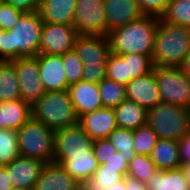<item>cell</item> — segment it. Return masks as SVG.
I'll return each instance as SVG.
<instances>
[{
    "label": "cell",
    "mask_w": 190,
    "mask_h": 190,
    "mask_svg": "<svg viewBox=\"0 0 190 190\" xmlns=\"http://www.w3.org/2000/svg\"><path fill=\"white\" fill-rule=\"evenodd\" d=\"M43 25L38 11L24 12L11 30H2L1 61L39 55Z\"/></svg>",
    "instance_id": "cell-1"
},
{
    "label": "cell",
    "mask_w": 190,
    "mask_h": 190,
    "mask_svg": "<svg viewBox=\"0 0 190 190\" xmlns=\"http://www.w3.org/2000/svg\"><path fill=\"white\" fill-rule=\"evenodd\" d=\"M159 17L143 15L108 34L111 52L118 55L142 54L152 57Z\"/></svg>",
    "instance_id": "cell-2"
},
{
    "label": "cell",
    "mask_w": 190,
    "mask_h": 190,
    "mask_svg": "<svg viewBox=\"0 0 190 190\" xmlns=\"http://www.w3.org/2000/svg\"><path fill=\"white\" fill-rule=\"evenodd\" d=\"M190 51V27L159 18L152 62L155 67H179Z\"/></svg>",
    "instance_id": "cell-3"
},
{
    "label": "cell",
    "mask_w": 190,
    "mask_h": 190,
    "mask_svg": "<svg viewBox=\"0 0 190 190\" xmlns=\"http://www.w3.org/2000/svg\"><path fill=\"white\" fill-rule=\"evenodd\" d=\"M31 111L33 119L44 123L54 131L79 123L68 89L45 92L31 106Z\"/></svg>",
    "instance_id": "cell-4"
},
{
    "label": "cell",
    "mask_w": 190,
    "mask_h": 190,
    "mask_svg": "<svg viewBox=\"0 0 190 190\" xmlns=\"http://www.w3.org/2000/svg\"><path fill=\"white\" fill-rule=\"evenodd\" d=\"M147 125L159 139L179 141L190 132V109L160 102L147 110Z\"/></svg>",
    "instance_id": "cell-5"
},
{
    "label": "cell",
    "mask_w": 190,
    "mask_h": 190,
    "mask_svg": "<svg viewBox=\"0 0 190 190\" xmlns=\"http://www.w3.org/2000/svg\"><path fill=\"white\" fill-rule=\"evenodd\" d=\"M55 131L32 117L17 130V142L21 156L51 163L54 159Z\"/></svg>",
    "instance_id": "cell-6"
},
{
    "label": "cell",
    "mask_w": 190,
    "mask_h": 190,
    "mask_svg": "<svg viewBox=\"0 0 190 190\" xmlns=\"http://www.w3.org/2000/svg\"><path fill=\"white\" fill-rule=\"evenodd\" d=\"M154 75L161 102L190 109V78L180 67H155Z\"/></svg>",
    "instance_id": "cell-7"
},
{
    "label": "cell",
    "mask_w": 190,
    "mask_h": 190,
    "mask_svg": "<svg viewBox=\"0 0 190 190\" xmlns=\"http://www.w3.org/2000/svg\"><path fill=\"white\" fill-rule=\"evenodd\" d=\"M73 27L79 35L108 36L104 0H77Z\"/></svg>",
    "instance_id": "cell-8"
},
{
    "label": "cell",
    "mask_w": 190,
    "mask_h": 190,
    "mask_svg": "<svg viewBox=\"0 0 190 190\" xmlns=\"http://www.w3.org/2000/svg\"><path fill=\"white\" fill-rule=\"evenodd\" d=\"M12 61L20 84V99L32 106L46 92L39 75L38 55Z\"/></svg>",
    "instance_id": "cell-9"
},
{
    "label": "cell",
    "mask_w": 190,
    "mask_h": 190,
    "mask_svg": "<svg viewBox=\"0 0 190 190\" xmlns=\"http://www.w3.org/2000/svg\"><path fill=\"white\" fill-rule=\"evenodd\" d=\"M78 35L73 26L44 23L41 33L40 54L63 55L72 51Z\"/></svg>",
    "instance_id": "cell-10"
},
{
    "label": "cell",
    "mask_w": 190,
    "mask_h": 190,
    "mask_svg": "<svg viewBox=\"0 0 190 190\" xmlns=\"http://www.w3.org/2000/svg\"><path fill=\"white\" fill-rule=\"evenodd\" d=\"M90 136L78 123L75 126L55 131L54 136V159L56 162L62 155L90 154L93 149Z\"/></svg>",
    "instance_id": "cell-11"
},
{
    "label": "cell",
    "mask_w": 190,
    "mask_h": 190,
    "mask_svg": "<svg viewBox=\"0 0 190 190\" xmlns=\"http://www.w3.org/2000/svg\"><path fill=\"white\" fill-rule=\"evenodd\" d=\"M46 163L39 159L19 156L6 165L12 187L33 190Z\"/></svg>",
    "instance_id": "cell-12"
},
{
    "label": "cell",
    "mask_w": 190,
    "mask_h": 190,
    "mask_svg": "<svg viewBox=\"0 0 190 190\" xmlns=\"http://www.w3.org/2000/svg\"><path fill=\"white\" fill-rule=\"evenodd\" d=\"M74 52L86 64H106L111 52L110 41L105 35H78Z\"/></svg>",
    "instance_id": "cell-13"
},
{
    "label": "cell",
    "mask_w": 190,
    "mask_h": 190,
    "mask_svg": "<svg viewBox=\"0 0 190 190\" xmlns=\"http://www.w3.org/2000/svg\"><path fill=\"white\" fill-rule=\"evenodd\" d=\"M126 99L147 110L161 102L154 69L146 75L132 79L126 85Z\"/></svg>",
    "instance_id": "cell-14"
},
{
    "label": "cell",
    "mask_w": 190,
    "mask_h": 190,
    "mask_svg": "<svg viewBox=\"0 0 190 190\" xmlns=\"http://www.w3.org/2000/svg\"><path fill=\"white\" fill-rule=\"evenodd\" d=\"M39 75L46 92L68 89L61 55H38Z\"/></svg>",
    "instance_id": "cell-15"
},
{
    "label": "cell",
    "mask_w": 190,
    "mask_h": 190,
    "mask_svg": "<svg viewBox=\"0 0 190 190\" xmlns=\"http://www.w3.org/2000/svg\"><path fill=\"white\" fill-rule=\"evenodd\" d=\"M79 124L92 140L107 138L117 128L113 108L106 107L83 114Z\"/></svg>",
    "instance_id": "cell-16"
},
{
    "label": "cell",
    "mask_w": 190,
    "mask_h": 190,
    "mask_svg": "<svg viewBox=\"0 0 190 190\" xmlns=\"http://www.w3.org/2000/svg\"><path fill=\"white\" fill-rule=\"evenodd\" d=\"M104 4L108 33L144 15L137 0H104Z\"/></svg>",
    "instance_id": "cell-17"
},
{
    "label": "cell",
    "mask_w": 190,
    "mask_h": 190,
    "mask_svg": "<svg viewBox=\"0 0 190 190\" xmlns=\"http://www.w3.org/2000/svg\"><path fill=\"white\" fill-rule=\"evenodd\" d=\"M68 92L78 117L103 108L97 83L81 80L68 86Z\"/></svg>",
    "instance_id": "cell-18"
},
{
    "label": "cell",
    "mask_w": 190,
    "mask_h": 190,
    "mask_svg": "<svg viewBox=\"0 0 190 190\" xmlns=\"http://www.w3.org/2000/svg\"><path fill=\"white\" fill-rule=\"evenodd\" d=\"M77 183L61 164L51 162L43 167L33 190H72Z\"/></svg>",
    "instance_id": "cell-19"
},
{
    "label": "cell",
    "mask_w": 190,
    "mask_h": 190,
    "mask_svg": "<svg viewBox=\"0 0 190 190\" xmlns=\"http://www.w3.org/2000/svg\"><path fill=\"white\" fill-rule=\"evenodd\" d=\"M77 0H40L39 14L44 23L74 25Z\"/></svg>",
    "instance_id": "cell-20"
},
{
    "label": "cell",
    "mask_w": 190,
    "mask_h": 190,
    "mask_svg": "<svg viewBox=\"0 0 190 190\" xmlns=\"http://www.w3.org/2000/svg\"><path fill=\"white\" fill-rule=\"evenodd\" d=\"M56 163L61 164L80 183L92 177L98 168L93 152L90 154L62 155Z\"/></svg>",
    "instance_id": "cell-21"
},
{
    "label": "cell",
    "mask_w": 190,
    "mask_h": 190,
    "mask_svg": "<svg viewBox=\"0 0 190 190\" xmlns=\"http://www.w3.org/2000/svg\"><path fill=\"white\" fill-rule=\"evenodd\" d=\"M118 128L136 130L147 124V109L125 99L113 108Z\"/></svg>",
    "instance_id": "cell-22"
},
{
    "label": "cell",
    "mask_w": 190,
    "mask_h": 190,
    "mask_svg": "<svg viewBox=\"0 0 190 190\" xmlns=\"http://www.w3.org/2000/svg\"><path fill=\"white\" fill-rule=\"evenodd\" d=\"M150 158L157 170L176 169L182 165L179 144L176 140L159 139L150 154Z\"/></svg>",
    "instance_id": "cell-23"
},
{
    "label": "cell",
    "mask_w": 190,
    "mask_h": 190,
    "mask_svg": "<svg viewBox=\"0 0 190 190\" xmlns=\"http://www.w3.org/2000/svg\"><path fill=\"white\" fill-rule=\"evenodd\" d=\"M146 185L148 190H190L181 167L155 171Z\"/></svg>",
    "instance_id": "cell-24"
},
{
    "label": "cell",
    "mask_w": 190,
    "mask_h": 190,
    "mask_svg": "<svg viewBox=\"0 0 190 190\" xmlns=\"http://www.w3.org/2000/svg\"><path fill=\"white\" fill-rule=\"evenodd\" d=\"M2 129L19 130L31 117V105L23 100L2 101Z\"/></svg>",
    "instance_id": "cell-25"
},
{
    "label": "cell",
    "mask_w": 190,
    "mask_h": 190,
    "mask_svg": "<svg viewBox=\"0 0 190 190\" xmlns=\"http://www.w3.org/2000/svg\"><path fill=\"white\" fill-rule=\"evenodd\" d=\"M20 99V84L12 60L0 61V101Z\"/></svg>",
    "instance_id": "cell-26"
},
{
    "label": "cell",
    "mask_w": 190,
    "mask_h": 190,
    "mask_svg": "<svg viewBox=\"0 0 190 190\" xmlns=\"http://www.w3.org/2000/svg\"><path fill=\"white\" fill-rule=\"evenodd\" d=\"M123 178L119 173V169L107 168L105 164H101L98 165L93 176L84 180L82 183L86 190H106Z\"/></svg>",
    "instance_id": "cell-27"
},
{
    "label": "cell",
    "mask_w": 190,
    "mask_h": 190,
    "mask_svg": "<svg viewBox=\"0 0 190 190\" xmlns=\"http://www.w3.org/2000/svg\"><path fill=\"white\" fill-rule=\"evenodd\" d=\"M103 107L114 108L126 99V86L104 78L98 83Z\"/></svg>",
    "instance_id": "cell-28"
},
{
    "label": "cell",
    "mask_w": 190,
    "mask_h": 190,
    "mask_svg": "<svg viewBox=\"0 0 190 190\" xmlns=\"http://www.w3.org/2000/svg\"><path fill=\"white\" fill-rule=\"evenodd\" d=\"M160 18L173 25L190 27V0H170Z\"/></svg>",
    "instance_id": "cell-29"
},
{
    "label": "cell",
    "mask_w": 190,
    "mask_h": 190,
    "mask_svg": "<svg viewBox=\"0 0 190 190\" xmlns=\"http://www.w3.org/2000/svg\"><path fill=\"white\" fill-rule=\"evenodd\" d=\"M121 56L124 63H126L127 84L132 79L146 75L154 69L151 56L136 53Z\"/></svg>",
    "instance_id": "cell-30"
},
{
    "label": "cell",
    "mask_w": 190,
    "mask_h": 190,
    "mask_svg": "<svg viewBox=\"0 0 190 190\" xmlns=\"http://www.w3.org/2000/svg\"><path fill=\"white\" fill-rule=\"evenodd\" d=\"M19 156L17 131L14 129H0V165L6 166Z\"/></svg>",
    "instance_id": "cell-31"
},
{
    "label": "cell",
    "mask_w": 190,
    "mask_h": 190,
    "mask_svg": "<svg viewBox=\"0 0 190 190\" xmlns=\"http://www.w3.org/2000/svg\"><path fill=\"white\" fill-rule=\"evenodd\" d=\"M107 139L116 148V151L122 153L126 160L130 162L136 155L134 143V130L116 128Z\"/></svg>",
    "instance_id": "cell-32"
},
{
    "label": "cell",
    "mask_w": 190,
    "mask_h": 190,
    "mask_svg": "<svg viewBox=\"0 0 190 190\" xmlns=\"http://www.w3.org/2000/svg\"><path fill=\"white\" fill-rule=\"evenodd\" d=\"M157 171V168L150 156L136 154L135 157L128 162V172L126 176L138 179L146 183L147 179Z\"/></svg>",
    "instance_id": "cell-33"
},
{
    "label": "cell",
    "mask_w": 190,
    "mask_h": 190,
    "mask_svg": "<svg viewBox=\"0 0 190 190\" xmlns=\"http://www.w3.org/2000/svg\"><path fill=\"white\" fill-rule=\"evenodd\" d=\"M159 137L147 124L134 130L133 148L136 154L150 156Z\"/></svg>",
    "instance_id": "cell-34"
},
{
    "label": "cell",
    "mask_w": 190,
    "mask_h": 190,
    "mask_svg": "<svg viewBox=\"0 0 190 190\" xmlns=\"http://www.w3.org/2000/svg\"><path fill=\"white\" fill-rule=\"evenodd\" d=\"M67 84L70 86L82 80L83 63L74 50L61 55Z\"/></svg>",
    "instance_id": "cell-35"
},
{
    "label": "cell",
    "mask_w": 190,
    "mask_h": 190,
    "mask_svg": "<svg viewBox=\"0 0 190 190\" xmlns=\"http://www.w3.org/2000/svg\"><path fill=\"white\" fill-rule=\"evenodd\" d=\"M106 77L116 83L127 85V69L121 55L110 52L106 61Z\"/></svg>",
    "instance_id": "cell-36"
},
{
    "label": "cell",
    "mask_w": 190,
    "mask_h": 190,
    "mask_svg": "<svg viewBox=\"0 0 190 190\" xmlns=\"http://www.w3.org/2000/svg\"><path fill=\"white\" fill-rule=\"evenodd\" d=\"M23 13L22 10L14 8L4 0L0 1V29L11 30Z\"/></svg>",
    "instance_id": "cell-37"
},
{
    "label": "cell",
    "mask_w": 190,
    "mask_h": 190,
    "mask_svg": "<svg viewBox=\"0 0 190 190\" xmlns=\"http://www.w3.org/2000/svg\"><path fill=\"white\" fill-rule=\"evenodd\" d=\"M98 165L104 164L117 151L107 138L96 139L92 149Z\"/></svg>",
    "instance_id": "cell-38"
},
{
    "label": "cell",
    "mask_w": 190,
    "mask_h": 190,
    "mask_svg": "<svg viewBox=\"0 0 190 190\" xmlns=\"http://www.w3.org/2000/svg\"><path fill=\"white\" fill-rule=\"evenodd\" d=\"M144 15L161 17L170 0H137Z\"/></svg>",
    "instance_id": "cell-39"
},
{
    "label": "cell",
    "mask_w": 190,
    "mask_h": 190,
    "mask_svg": "<svg viewBox=\"0 0 190 190\" xmlns=\"http://www.w3.org/2000/svg\"><path fill=\"white\" fill-rule=\"evenodd\" d=\"M106 78V64L83 65L82 81L99 83Z\"/></svg>",
    "instance_id": "cell-40"
},
{
    "label": "cell",
    "mask_w": 190,
    "mask_h": 190,
    "mask_svg": "<svg viewBox=\"0 0 190 190\" xmlns=\"http://www.w3.org/2000/svg\"><path fill=\"white\" fill-rule=\"evenodd\" d=\"M107 168L119 169V173L125 177L128 172V161L122 153L116 152L104 163Z\"/></svg>",
    "instance_id": "cell-41"
},
{
    "label": "cell",
    "mask_w": 190,
    "mask_h": 190,
    "mask_svg": "<svg viewBox=\"0 0 190 190\" xmlns=\"http://www.w3.org/2000/svg\"><path fill=\"white\" fill-rule=\"evenodd\" d=\"M14 8L23 12H34L39 10L40 0H4Z\"/></svg>",
    "instance_id": "cell-42"
},
{
    "label": "cell",
    "mask_w": 190,
    "mask_h": 190,
    "mask_svg": "<svg viewBox=\"0 0 190 190\" xmlns=\"http://www.w3.org/2000/svg\"><path fill=\"white\" fill-rule=\"evenodd\" d=\"M181 164L190 163V132L178 141Z\"/></svg>",
    "instance_id": "cell-43"
},
{
    "label": "cell",
    "mask_w": 190,
    "mask_h": 190,
    "mask_svg": "<svg viewBox=\"0 0 190 190\" xmlns=\"http://www.w3.org/2000/svg\"><path fill=\"white\" fill-rule=\"evenodd\" d=\"M124 184L125 190H148L146 183L129 176L124 177Z\"/></svg>",
    "instance_id": "cell-44"
},
{
    "label": "cell",
    "mask_w": 190,
    "mask_h": 190,
    "mask_svg": "<svg viewBox=\"0 0 190 190\" xmlns=\"http://www.w3.org/2000/svg\"><path fill=\"white\" fill-rule=\"evenodd\" d=\"M12 185L9 179V173L6 172V166L0 165V190H11Z\"/></svg>",
    "instance_id": "cell-45"
},
{
    "label": "cell",
    "mask_w": 190,
    "mask_h": 190,
    "mask_svg": "<svg viewBox=\"0 0 190 190\" xmlns=\"http://www.w3.org/2000/svg\"><path fill=\"white\" fill-rule=\"evenodd\" d=\"M181 71L190 78V51L188 55L183 60L182 64L179 66Z\"/></svg>",
    "instance_id": "cell-46"
},
{
    "label": "cell",
    "mask_w": 190,
    "mask_h": 190,
    "mask_svg": "<svg viewBox=\"0 0 190 190\" xmlns=\"http://www.w3.org/2000/svg\"><path fill=\"white\" fill-rule=\"evenodd\" d=\"M180 167L182 168L187 184L190 187V163L182 164Z\"/></svg>",
    "instance_id": "cell-47"
},
{
    "label": "cell",
    "mask_w": 190,
    "mask_h": 190,
    "mask_svg": "<svg viewBox=\"0 0 190 190\" xmlns=\"http://www.w3.org/2000/svg\"><path fill=\"white\" fill-rule=\"evenodd\" d=\"M106 190H125L124 178L121 181H118L115 184L111 185Z\"/></svg>",
    "instance_id": "cell-48"
},
{
    "label": "cell",
    "mask_w": 190,
    "mask_h": 190,
    "mask_svg": "<svg viewBox=\"0 0 190 190\" xmlns=\"http://www.w3.org/2000/svg\"><path fill=\"white\" fill-rule=\"evenodd\" d=\"M72 190H86L85 186L83 185V183L78 182Z\"/></svg>",
    "instance_id": "cell-49"
},
{
    "label": "cell",
    "mask_w": 190,
    "mask_h": 190,
    "mask_svg": "<svg viewBox=\"0 0 190 190\" xmlns=\"http://www.w3.org/2000/svg\"><path fill=\"white\" fill-rule=\"evenodd\" d=\"M1 111H2V101H0V129H2V116H1Z\"/></svg>",
    "instance_id": "cell-50"
},
{
    "label": "cell",
    "mask_w": 190,
    "mask_h": 190,
    "mask_svg": "<svg viewBox=\"0 0 190 190\" xmlns=\"http://www.w3.org/2000/svg\"><path fill=\"white\" fill-rule=\"evenodd\" d=\"M1 36H2V30L0 29V61H1Z\"/></svg>",
    "instance_id": "cell-51"
},
{
    "label": "cell",
    "mask_w": 190,
    "mask_h": 190,
    "mask_svg": "<svg viewBox=\"0 0 190 190\" xmlns=\"http://www.w3.org/2000/svg\"><path fill=\"white\" fill-rule=\"evenodd\" d=\"M11 190H27V189H19V188H14V187H12Z\"/></svg>",
    "instance_id": "cell-52"
}]
</instances>
